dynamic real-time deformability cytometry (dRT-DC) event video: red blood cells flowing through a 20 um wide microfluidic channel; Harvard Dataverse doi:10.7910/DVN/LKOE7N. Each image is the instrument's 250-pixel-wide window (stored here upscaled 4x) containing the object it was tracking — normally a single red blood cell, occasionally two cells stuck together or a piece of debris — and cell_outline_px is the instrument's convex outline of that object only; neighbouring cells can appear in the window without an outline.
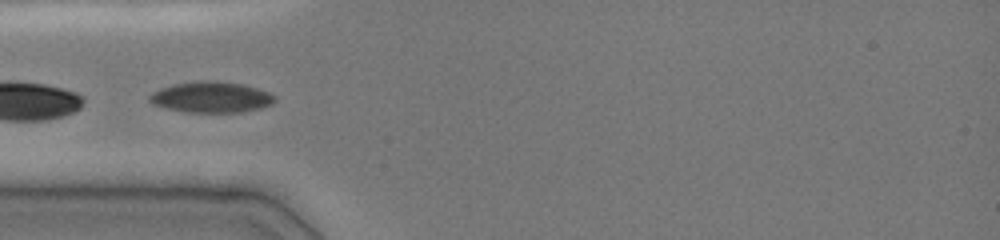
{"species": "common noctule bat (a hibernating species)", "species_latin": "Nyctalus noctula", "temperature_condition": "cold", "stored_images_in_passage": 16, "camera_frame_rate_fps": 3000, "um_per_image_px": 0.085, "animal": {"sex": "female", "body_mass_g": 19.0, "forearm_length_mm": 51.5}, "frame": {"image": 1, "passage_image": 5, "time_ms": 4.333, "image_size_px": [1000, 240], "cell_outline_px": [[276, 100], [272, 104], [260, 108], [240, 112], [184, 112], [164, 108], [152, 104], [148, 100], [148, 96], [152, 92], [160, 88], [172, 84], [200, 80], [208, 80], [240, 84], [256, 88], [268, 92], [276, 96]], "centroid_in_image_um": [17.9, 8.26], "position_along_channel_um": 67.1, "area_um2": 22.66}}
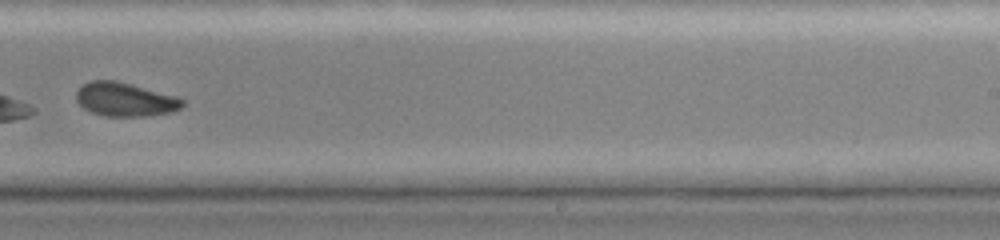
{"frame": {"image": 2, "passage_image": 10, "time_ms": 9.667, "image_size_px": [1000, 240], "cell_outline_px": [[184, 104], [180, 108], [172, 112], [144, 116], [104, 116], [92, 112], [84, 108], [76, 100], [76, 92], [84, 84], [92, 80], [116, 80], [180, 96], [184, 100]], "centroid_in_image_um": [10.67, 8.44], "position_along_channel_um": 278.3, "area_um2": 21.04}}
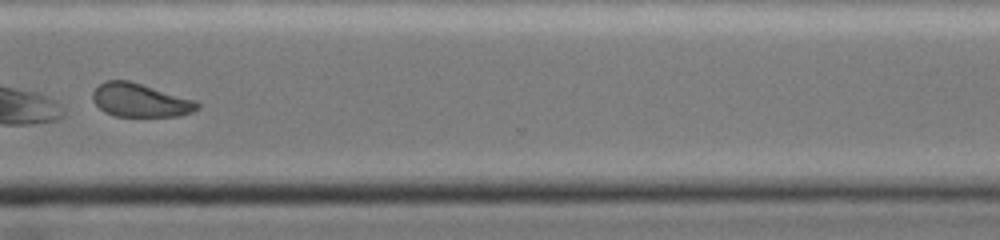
{"frame": {"image": 3, "passage_image": 12, "time_ms": 11.667, "image_size_px": [1000, 240], "cell_outline_px": [[200, 108], [192, 112], [180, 116], [116, 116], [104, 112], [92, 100], [92, 92], [104, 80], [128, 80], [196, 100], [200, 104]], "centroid_in_image_um": [11.92, 8.52], "position_along_channel_um": 358.7, "area_um2": 20.46}}